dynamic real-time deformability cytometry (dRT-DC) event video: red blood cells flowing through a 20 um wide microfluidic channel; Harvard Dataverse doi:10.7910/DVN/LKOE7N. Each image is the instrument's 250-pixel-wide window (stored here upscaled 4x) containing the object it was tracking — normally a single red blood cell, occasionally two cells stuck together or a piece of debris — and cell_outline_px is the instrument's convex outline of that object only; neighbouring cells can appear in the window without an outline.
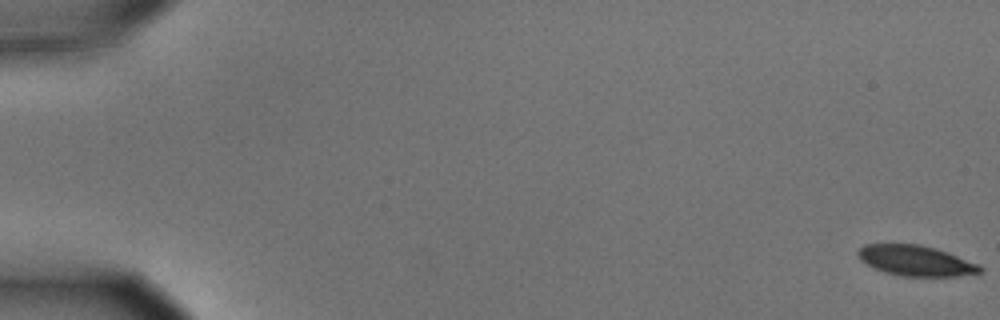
{"species": "common noctule bat (a hibernating species)", "species_latin": "Nyctalus noctula", "temperature_condition": "cold", "stored_images_in_passage": 58, "camera_frame_rate_fps": 3000, "um_per_image_px": 0.085, "animal": {"sex": "male", "body_mass_g": 15.6}, "frame": {"image": 1, "passage_image": 1, "time_ms": 0.0, "image_size_px": [1000, 320], "cell_outline_px": [[984, 272], [956, 276], [900, 276], [884, 272], [860, 260], [856, 252], [864, 244], [920, 244], [936, 248], [976, 264], [984, 268]], "centroid_in_image_um": [77.82, 22.15], "position_along_channel_um": 7.2, "area_um2": 21.44}}
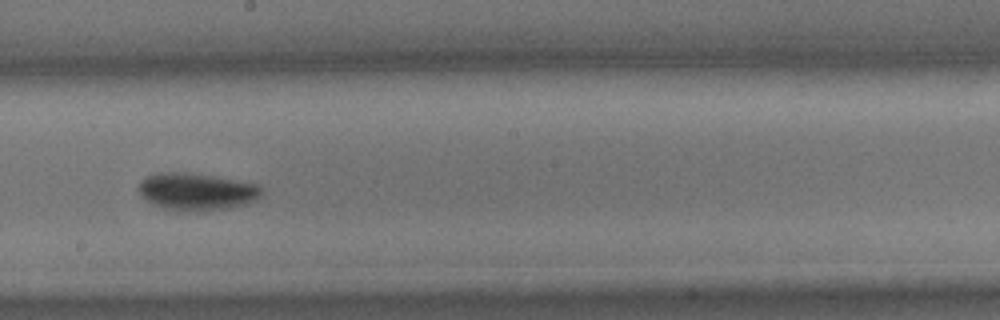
{"frame": {"image": 2, "passage_image": 34, "time_ms": 11.0, "image_size_px": [1000, 320], "cell_outline_px": [[264, 192], [256, 200], [248, 204], [228, 208], [204, 212], [188, 212], [164, 208], [140, 196], [136, 188], [140, 180], [148, 176], [160, 172], [180, 172], [216, 176], [260, 184], [264, 188]], "centroid_in_image_um": [16.76, 16.29], "position_along_channel_um": 231.4, "area_um2": 27.28}}
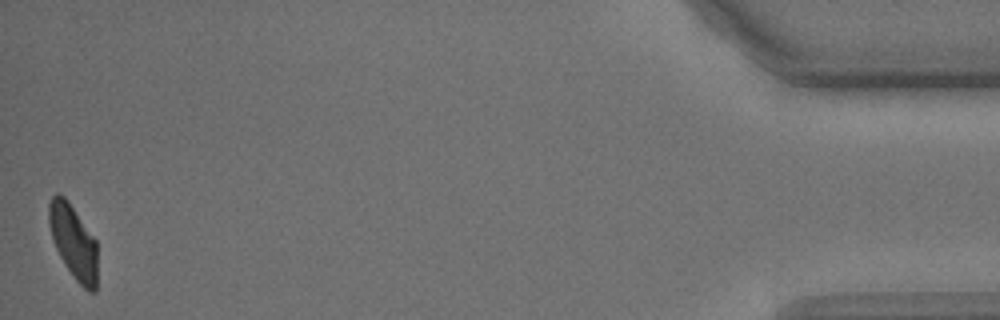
{"frame": {"image": 3, "passage_image": 58, "time_ms": 19.0, "image_size_px": [1000, 320], "cell_outline_px": [[96, 292], [88, 292], [76, 280], [64, 264], [56, 248], [48, 224], [48, 204], [52, 196], [56, 192], [64, 196], [68, 200], [96, 240]], "centroid_in_image_um": [6.22, 20.53], "position_along_channel_um": 429.0, "area_um2": 20.87}, "authors_computed_cell_mechanics": {"area_um2": 23.409, "velocity_mm_per_s": 3.5186, "shape_relaxation_time_tau1_ms": 3.4229, "shape_relaxation_time_tau2_ms": null, "deformation_change_tau1": 0.1339, "deformation_change_tau2": null}}